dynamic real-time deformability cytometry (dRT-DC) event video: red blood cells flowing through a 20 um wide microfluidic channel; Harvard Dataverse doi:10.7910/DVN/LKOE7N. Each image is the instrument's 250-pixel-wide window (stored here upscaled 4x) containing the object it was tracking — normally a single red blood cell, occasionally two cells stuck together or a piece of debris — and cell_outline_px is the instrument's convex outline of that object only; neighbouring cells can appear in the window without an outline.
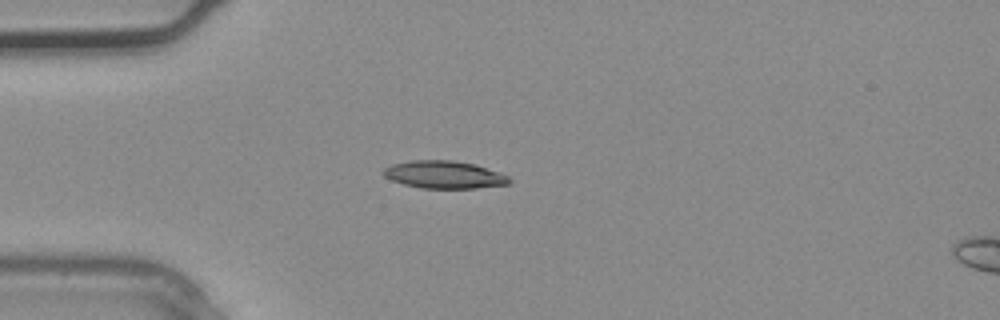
{"species": "common noctule bat (a hibernating species)", "species_latin": "Nyctalus noctula", "temperature_condition": "warm", "stored_images_in_passage": 2, "camera_frame_rate_fps": 3000, "um_per_image_px": 0.085, "animal": {"sex": "male", "body_mass_g": 20.4}, "frame": {"image": 1, "passage_image": 1, "time_ms": 0.0, "image_size_px": [1000, 320], "cell_outline_px": [[512, 180], [508, 184], [476, 188], [420, 188], [404, 184], [392, 180], [384, 176], [380, 172], [384, 168], [392, 164], [412, 160], [452, 160], [472, 164], [500, 172], [508, 176]], "centroid_in_image_um": [37.73, 14.85], "position_along_channel_um": 47.3, "area_um2": 20.17}}